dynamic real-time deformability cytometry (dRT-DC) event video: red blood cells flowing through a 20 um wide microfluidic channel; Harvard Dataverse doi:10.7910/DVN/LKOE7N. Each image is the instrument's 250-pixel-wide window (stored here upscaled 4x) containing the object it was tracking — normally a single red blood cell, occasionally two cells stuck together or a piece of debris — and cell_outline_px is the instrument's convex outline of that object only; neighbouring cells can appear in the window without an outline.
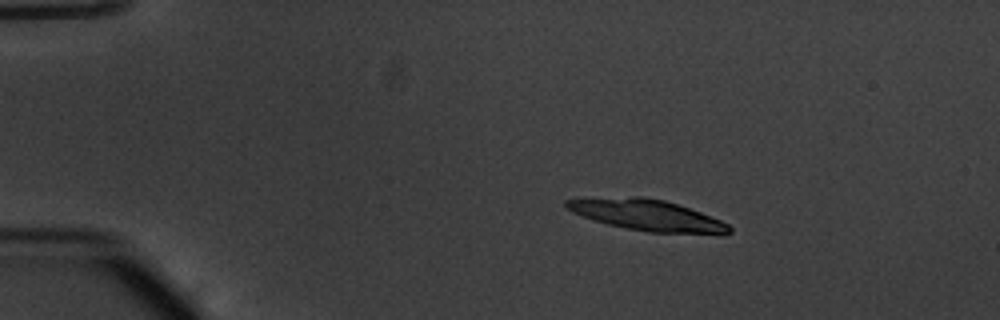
{"species": "common noctule bat (a hibernating species)", "species_latin": "Nyctalus noctula", "temperature_condition": "warm", "stored_images_in_passage": 10, "camera_frame_rate_fps": 3000, "um_per_image_px": 0.085, "animal": {"sex": "male", "body_mass_g": 20.1, "forearm_length_mm": 53.5}, "frame": {"image": 1, "passage_image": 2, "time_ms": 0.333, "image_size_px": [1000, 320], "cell_outline_px": [[732, 232], [724, 236], [720, 236], [648, 232], [608, 224], [592, 220], [572, 212], [564, 208], [564, 200], [632, 196], [644, 196], [664, 200], [700, 212], [720, 220], [728, 224], [732, 228]], "centroid_in_image_um": [55.09, 18.32], "position_along_channel_um": 29.9, "area_um2": 29.94}}